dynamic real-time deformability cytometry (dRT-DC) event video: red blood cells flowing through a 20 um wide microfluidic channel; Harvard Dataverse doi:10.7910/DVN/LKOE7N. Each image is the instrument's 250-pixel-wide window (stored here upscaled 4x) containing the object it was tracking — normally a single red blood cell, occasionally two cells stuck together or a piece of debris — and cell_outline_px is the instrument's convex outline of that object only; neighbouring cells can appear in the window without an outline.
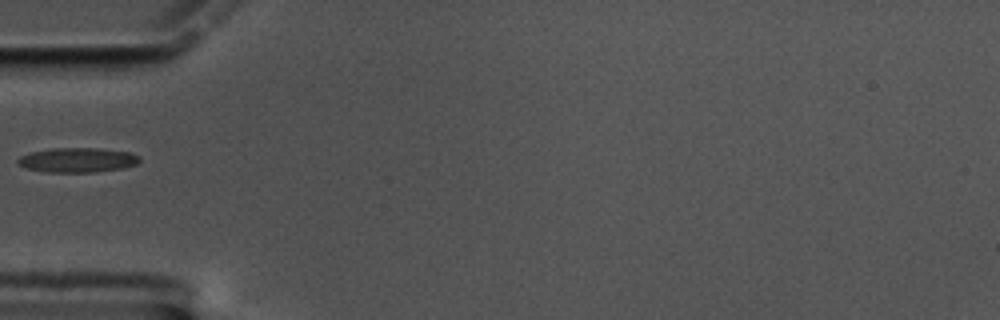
{"species": "common noctule bat (a hibernating species)", "species_latin": "Nyctalus noctula", "temperature_condition": "cold", "stored_images_in_passage": 41, "camera_frame_rate_fps": 3000, "um_per_image_px": 0.085, "animal": {"sex": "male", "body_mass_g": 17.5, "forearm_length_mm": 52.3}, "frame": {"image": 1, "passage_image": 1, "time_ms": 0.0, "image_size_px": [1000, 320], "cell_outline_px": [[140, 160], [136, 164], [124, 168], [96, 172], [48, 172], [24, 168], [16, 160], [20, 156], [32, 152], [52, 148], [100, 148], [132, 152], [140, 156]], "centroid_in_image_um": [6.63, 13.6], "position_along_channel_um": 78.4, "area_um2": 17.57}}
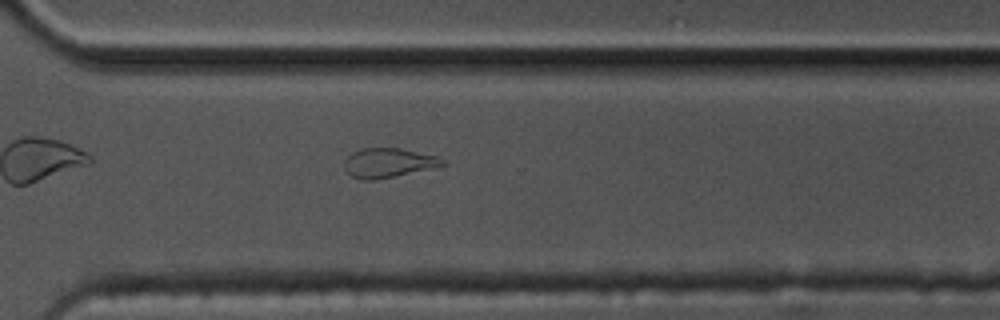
{"frame": {"image": 2, "passage_image": 24, "time_ms": 7.667, "image_size_px": [1000, 320], "cell_outline_px": [[444, 164], [436, 168], [376, 180], [360, 180], [352, 176], [344, 168], [344, 160], [352, 152], [360, 148], [400, 148], [440, 156], [444, 160]], "centroid_in_image_um": [33.02, 13.84], "position_along_channel_um": 337.6, "area_um2": 17.11}}